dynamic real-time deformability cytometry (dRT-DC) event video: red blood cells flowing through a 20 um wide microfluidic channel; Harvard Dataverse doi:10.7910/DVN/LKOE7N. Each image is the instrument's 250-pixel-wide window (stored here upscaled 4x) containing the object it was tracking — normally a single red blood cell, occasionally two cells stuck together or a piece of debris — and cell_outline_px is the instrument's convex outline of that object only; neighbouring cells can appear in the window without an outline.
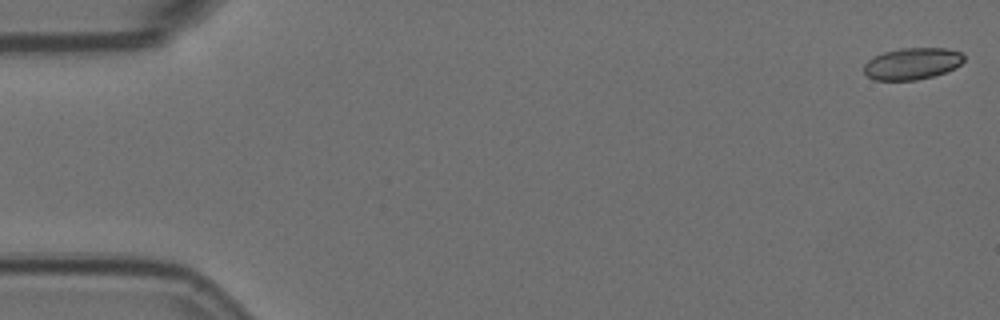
{"species": "Egyptian fruit bat (a non-hibernating species)", "species_latin": "Rousettus aegyptiacus", "temperature_condition": "room temperature", "stored_images_in_passage": 57, "camera_frame_rate_fps": 3000, "um_per_image_px": 0.085, "animal": {"sex": "female"}, "frame": {"image": 1, "passage_image": 1, "time_ms": 0.0, "image_size_px": [1000, 320], "cell_outline_px": [[964, 60], [956, 68], [932, 76], [916, 80], [872, 80], [864, 72], [864, 64], [868, 60], [884, 52], [900, 48], [944, 48], [960, 52], [964, 56]], "centroid_in_image_um": [77.53, 5.41], "position_along_channel_um": 7.5, "area_um2": 18.38}}
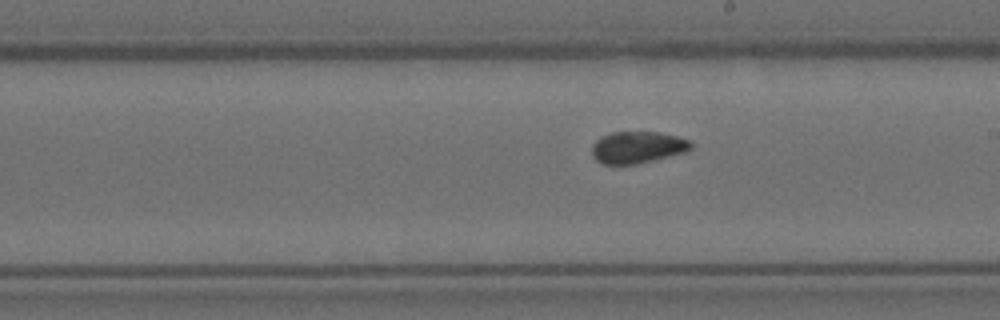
{"frame": {"image": 2, "passage_image": 32, "time_ms": 10.333, "image_size_px": [1000, 320], "cell_outline_px": [[692, 148], [688, 152], [636, 164], [604, 164], [596, 160], [592, 156], [592, 144], [596, 140], [612, 132], [660, 132], [692, 140]], "centroid_in_image_um": [54.23, 12.52], "position_along_channel_um": 234.8, "area_um2": 18.5}}
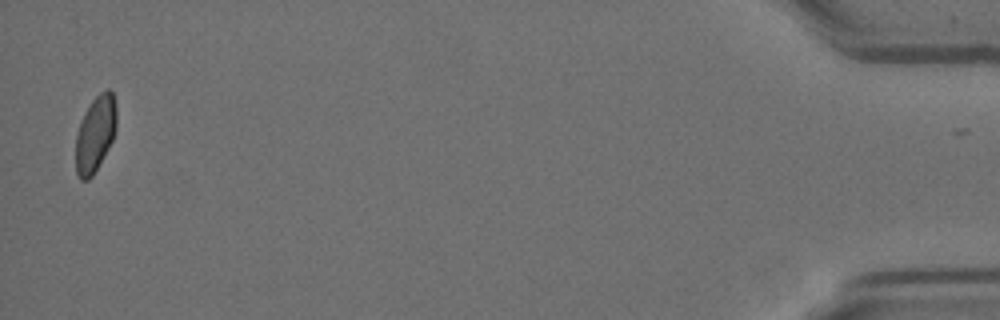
{"frame": {"image": 3, "passage_image": 56, "time_ms": 18.333, "image_size_px": [1000, 320], "cell_outline_px": [[116, 128], [112, 140], [108, 148], [92, 176], [88, 180], [80, 180], [76, 172], [76, 136], [80, 120], [84, 112], [92, 100], [100, 92], [108, 88], [112, 92], [116, 104]], "centroid_in_image_um": [8.09, 11.35], "position_along_channel_um": 427.1, "area_um2": 18.03}}